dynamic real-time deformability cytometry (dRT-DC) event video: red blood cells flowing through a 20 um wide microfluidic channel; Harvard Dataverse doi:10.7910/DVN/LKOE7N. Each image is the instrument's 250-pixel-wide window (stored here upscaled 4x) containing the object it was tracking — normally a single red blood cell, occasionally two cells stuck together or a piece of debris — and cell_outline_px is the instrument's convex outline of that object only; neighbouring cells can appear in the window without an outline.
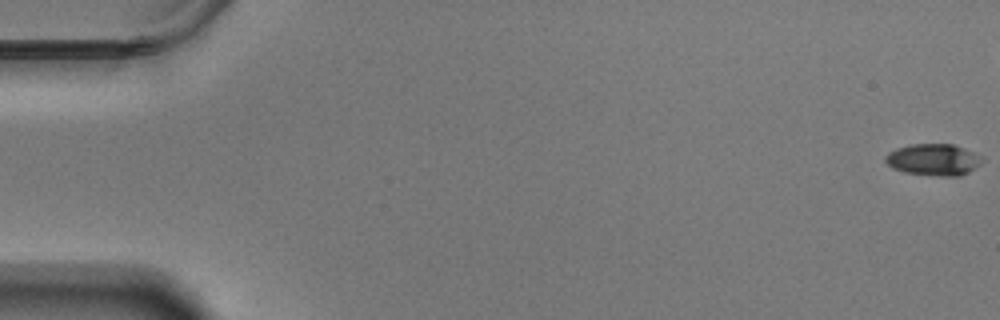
{"species": "Egyptian fruit bat (a non-hibernating species)", "species_latin": "Rousettus aegyptiacus", "temperature_condition": "warm", "stored_images_in_passage": 52, "camera_frame_rate_fps": 3000, "um_per_image_px": 0.085, "animal": {"sex": "male"}, "frame": {"image": 1, "passage_image": 1, "time_ms": 0.0, "image_size_px": [1000, 320], "cell_outline_px": [[984, 160], [980, 164], [968, 172], [960, 176], [940, 176], [904, 172], [892, 168], [884, 160], [884, 156], [888, 152], [896, 148], [912, 144], [952, 144], [964, 148], [972, 152]], "centroid_in_image_um": [79.31, 13.57], "position_along_channel_um": 5.7, "area_um2": 17.74}}
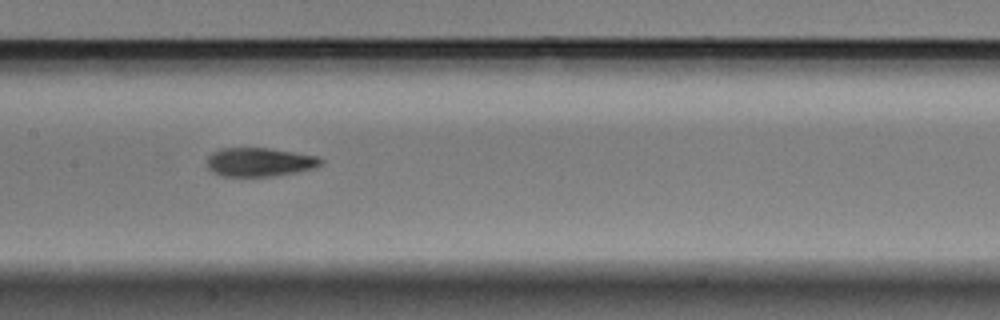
{"frame": {"image": 2, "passage_image": 30, "time_ms": 9.667, "image_size_px": [1000, 320], "cell_outline_px": [[324, 160], [320, 164], [312, 168], [296, 172], [272, 176], [220, 176], [212, 172], [208, 168], [208, 156], [212, 152], [220, 148], [268, 148], [320, 156]], "centroid_in_image_um": [22.05, 13.77], "position_along_channel_um": 185.4, "area_um2": 19.07}}
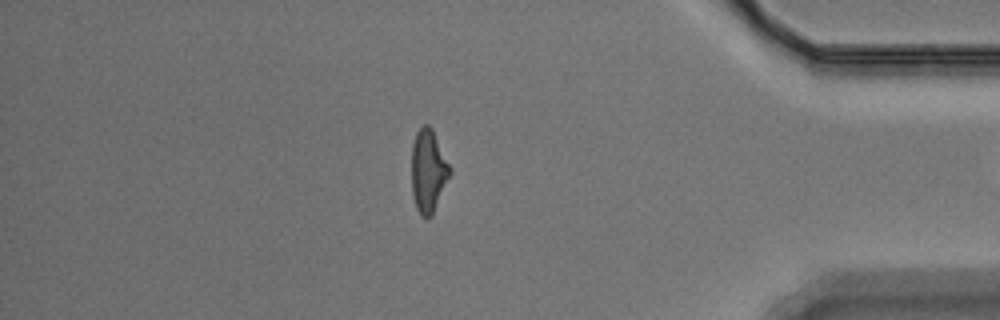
{"frame": {"image": 3, "passage_image": 51, "time_ms": 16.667, "image_size_px": [1000, 320], "cell_outline_px": [[452, 172], [432, 216], [420, 216], [416, 208], [412, 196], [412, 144], [416, 132], [424, 124], [428, 124], [432, 128], [452, 168]], "centroid_in_image_um": [36.42, 14.52], "position_along_channel_um": 398.8, "area_um2": 18.73}}